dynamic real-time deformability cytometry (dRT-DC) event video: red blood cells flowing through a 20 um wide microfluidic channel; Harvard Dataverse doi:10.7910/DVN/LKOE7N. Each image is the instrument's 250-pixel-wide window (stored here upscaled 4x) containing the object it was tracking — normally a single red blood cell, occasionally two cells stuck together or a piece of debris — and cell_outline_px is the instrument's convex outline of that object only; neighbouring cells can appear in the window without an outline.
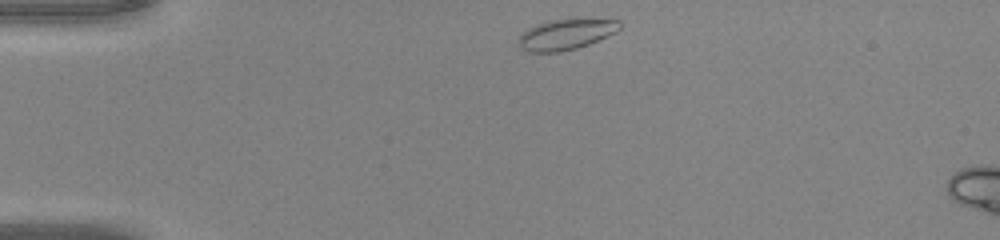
{"species": "common noctule bat (a hibernating species)", "species_latin": "Nyctalus noctula", "temperature_condition": "warm", "stored_images_in_passage": 5, "camera_frame_rate_fps": 3000, "um_per_image_px": 0.085, "animal": {"sex": "male", "body_mass_g": 20.0, "forearm_length_mm": 53.3}, "frame": {"image": 1, "passage_image": 1, "time_ms": 0.0, "image_size_px": [1000, 240], "cell_outline_px": [[620, 28], [616, 32], [588, 44], [576, 48], [560, 52], [528, 52], [520, 48], [516, 40], [528, 28], [536, 24], [552, 20], [576, 16], [580, 16], [620, 20]], "centroid_in_image_um": [48.13, 2.87], "position_along_channel_um": 36.9, "area_um2": 18.73}}